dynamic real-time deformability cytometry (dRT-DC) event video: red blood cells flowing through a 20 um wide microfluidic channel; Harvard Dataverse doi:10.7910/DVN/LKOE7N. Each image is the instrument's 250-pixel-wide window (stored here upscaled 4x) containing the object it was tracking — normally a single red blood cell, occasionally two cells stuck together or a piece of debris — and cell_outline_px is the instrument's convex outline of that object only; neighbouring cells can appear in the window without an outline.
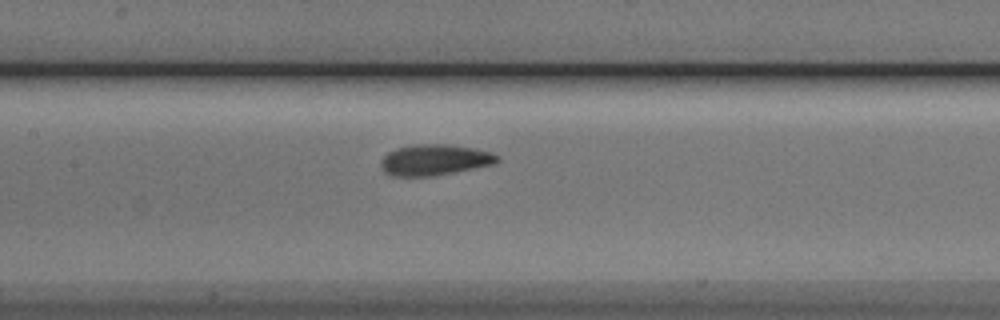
{"species": "Egyptian fruit bat (a non-hibernating species)", "species_latin": "Rousettus aegyptiacus", "temperature_condition": "cold", "stored_images_in_passage": 18, "camera_frame_rate_fps": 3000, "um_per_image_px": 0.085, "animal": {"sex": "male"}, "frame": {"image": 1, "passage_image": 13, "time_ms": 4.0, "image_size_px": [1000, 320], "cell_outline_px": [[500, 160], [492, 164], [432, 176], [392, 176], [384, 172], [380, 164], [380, 160], [388, 152], [396, 148], [412, 144], [452, 144], [476, 148], [492, 152], [500, 156]], "centroid_in_image_um": [36.93, 13.57], "position_along_channel_um": 170.5, "area_um2": 21.1}}
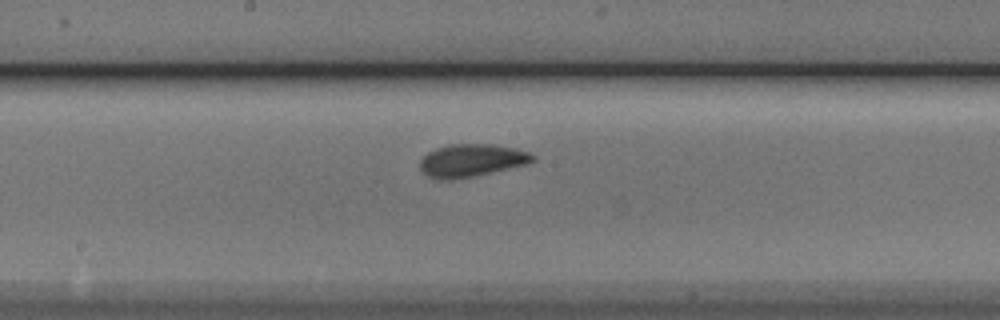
{"frame": {"image": 2, "passage_image": 16, "time_ms": 5.0, "image_size_px": [1000, 320], "cell_outline_px": [[536, 160], [524, 164], [472, 176], [448, 180], [436, 180], [428, 176], [420, 168], [420, 160], [428, 152], [436, 148], [448, 144], [492, 144], [516, 148], [528, 152], [536, 156]], "centroid_in_image_um": [40.05, 13.62], "position_along_channel_um": 208.1, "area_um2": 21.27}}